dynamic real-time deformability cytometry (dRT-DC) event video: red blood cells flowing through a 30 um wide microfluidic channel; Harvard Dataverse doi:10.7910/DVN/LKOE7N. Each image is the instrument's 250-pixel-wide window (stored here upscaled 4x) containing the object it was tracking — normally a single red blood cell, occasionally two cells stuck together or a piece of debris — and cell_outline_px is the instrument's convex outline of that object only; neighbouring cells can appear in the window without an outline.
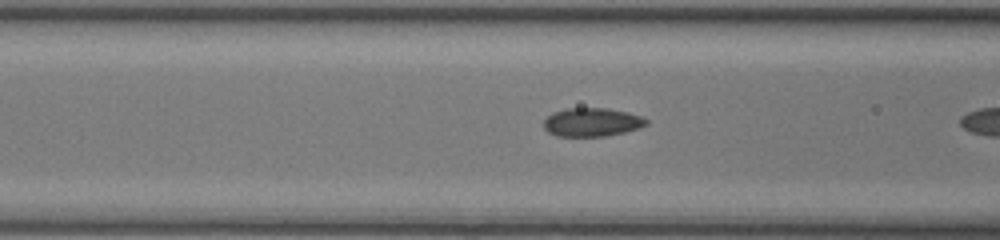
{"species": "common noctule bat (a hibernating species)", "species_latin": "Nyctalus noctula", "temperature_condition": "room temperature", "stored_images_in_passage": 8, "camera_frame_rate_fps": 3000, "um_per_image_px": 0.085, "animal": {"sex": "female", "body_mass_g": 17.0, "forearm_length_mm": 48.0}, "frame": {"image": 1, "passage_image": 7, "time_ms": 2.0, "image_size_px": [1000, 240], "cell_outline_px": [[648, 124], [640, 128], [624, 132], [604, 136], [556, 136], [548, 132], [544, 128], [544, 120], [552, 112], [568, 108], [608, 108], [628, 112], [640, 116], [648, 120]], "centroid_in_image_um": [50.31, 10.38], "position_along_channel_um": 116.3, "area_um2": 17.11}}